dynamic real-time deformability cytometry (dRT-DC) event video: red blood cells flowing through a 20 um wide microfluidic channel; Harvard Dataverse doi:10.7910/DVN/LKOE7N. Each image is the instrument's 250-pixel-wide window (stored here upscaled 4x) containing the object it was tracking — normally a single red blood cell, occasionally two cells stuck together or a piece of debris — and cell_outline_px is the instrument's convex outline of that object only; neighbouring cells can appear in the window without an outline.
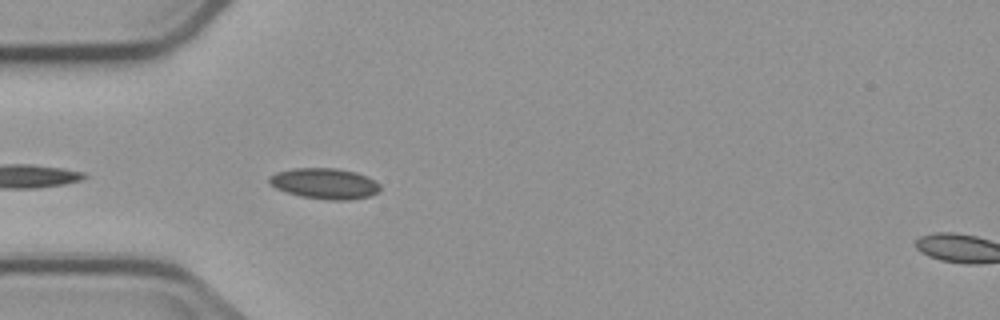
{"species": "common noctule bat (a hibernating species)", "species_latin": "Nyctalus noctula", "temperature_condition": "cold", "stored_images_in_passage": 6, "segment_of_instrument_passage": [1, 2], "camera_frame_rate_fps": 3000, "um_per_image_px": 0.085, "animal": {"sex": "male", "body_mass_g": 23.1, "forearm_length_mm": 52.7}, "frame": {"image": 1, "passage_image": 5, "time_ms": 4.667, "image_size_px": [1000, 320], "cell_outline_px": [[380, 188], [372, 196], [348, 200], [328, 200], [300, 196], [276, 188], [268, 184], [268, 176], [276, 172], [296, 168], [336, 168], [356, 172], [380, 184]], "centroid_in_image_um": [27.56, 15.6], "position_along_channel_um": 57.4, "area_um2": 19.83}}